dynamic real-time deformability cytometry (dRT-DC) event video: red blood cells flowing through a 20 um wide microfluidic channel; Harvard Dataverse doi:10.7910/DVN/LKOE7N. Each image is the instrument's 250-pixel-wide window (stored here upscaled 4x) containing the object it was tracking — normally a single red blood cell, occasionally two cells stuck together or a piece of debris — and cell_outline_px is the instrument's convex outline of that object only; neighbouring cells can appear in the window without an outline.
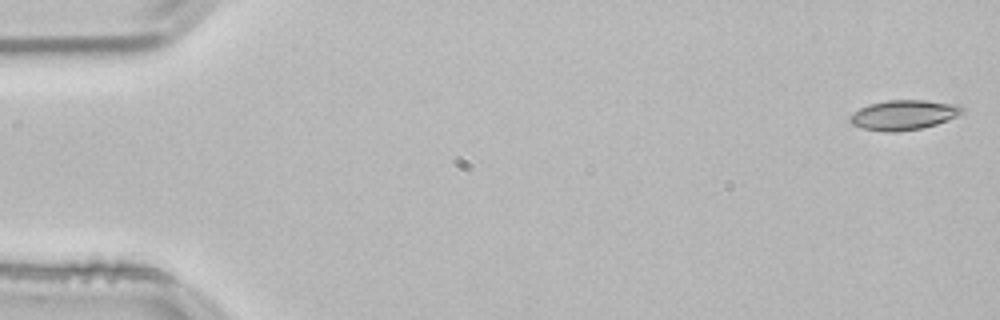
{"species": "common noctule bat (a hibernating species)", "species_latin": "Nyctalus noctula", "temperature_condition": "room temperature", "stored_images_in_passage": 48, "camera_frame_rate_fps": 3000, "um_per_image_px": 0.085, "animal": {"sex": "male", "body_mass_g": 21.5, "forearm_length_mm": 52.0}, "frame": {"image": 1, "passage_image": 1, "time_ms": 0.0, "image_size_px": [1000, 320], "cell_outline_px": [[964, 112], [948, 120], [936, 124], [920, 128], [896, 132], [884, 132], [864, 128], [852, 124], [848, 120], [848, 116], [860, 108], [868, 104], [888, 100], [924, 100], [960, 104], [964, 108]], "centroid_in_image_um": [76.82, 9.76], "position_along_channel_um": 8.2, "area_um2": 19.59}}
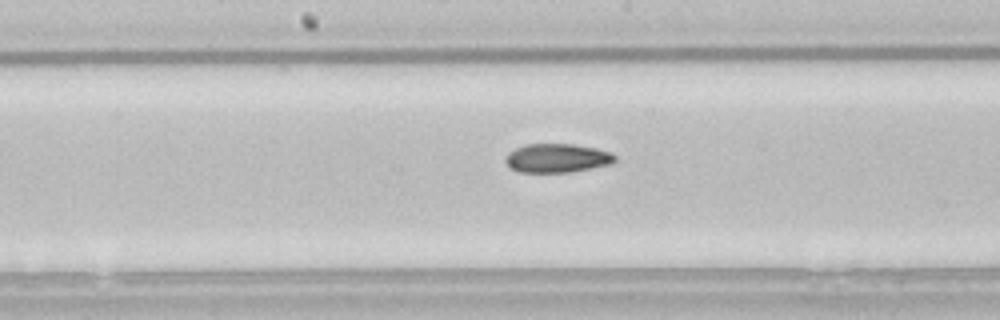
{"frame": {"image": 2, "passage_image": 27, "time_ms": 8.667, "image_size_px": [1000, 320], "cell_outline_px": [[616, 160], [612, 164], [572, 172], [520, 172], [512, 168], [504, 160], [508, 152], [516, 148], [528, 144], [572, 144], [596, 148], [612, 152], [616, 156]], "centroid_in_image_um": [47.39, 13.44], "position_along_channel_um": 200.8, "area_um2": 18.44}}
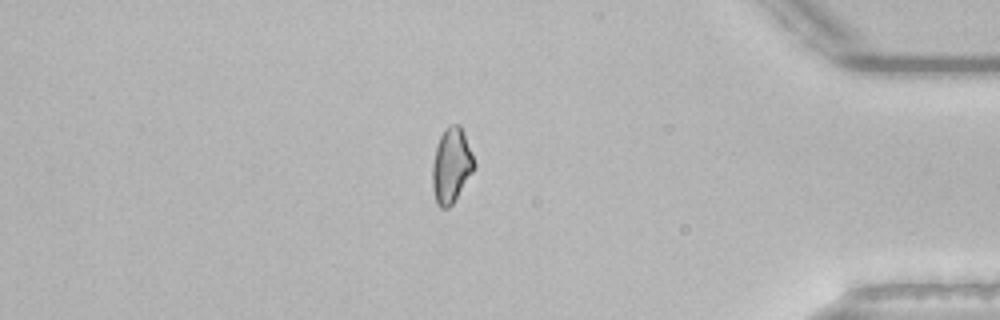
{"frame": {"image": 3, "passage_image": 45, "time_ms": 14.667, "image_size_px": [1000, 320], "cell_outline_px": [[476, 168], [452, 204], [448, 208], [440, 208], [436, 204], [432, 188], [432, 164], [436, 148], [440, 136], [444, 128], [448, 124], [460, 124], [472, 152], [476, 164]], "centroid_in_image_um": [38.37, 14.06], "position_along_channel_um": 396.8, "area_um2": 18.5}, "authors_computed_cell_mechanics": {"area_um2": 18.6116, "velocity_mm_per_s": 3.8436, "shape_relaxation_time_tau1_ms": null, "shape_relaxation_time_tau2_ms": 7.4306, "deformation_change_tau1": null, "deformation_change_tau2": 0.1199}}